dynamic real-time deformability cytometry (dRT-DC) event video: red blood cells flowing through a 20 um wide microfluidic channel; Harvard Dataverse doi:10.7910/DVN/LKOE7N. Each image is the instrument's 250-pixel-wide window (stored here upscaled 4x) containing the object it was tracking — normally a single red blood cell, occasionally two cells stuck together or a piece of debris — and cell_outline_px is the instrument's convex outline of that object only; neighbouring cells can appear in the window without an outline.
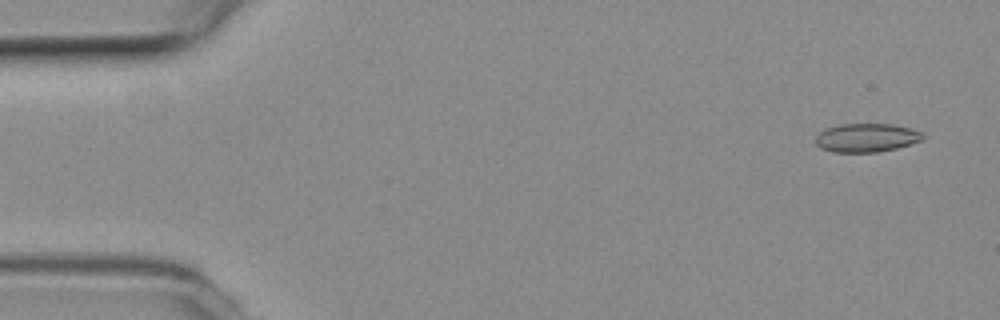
{"species": "common noctule bat (a hibernating species)", "species_latin": "Nyctalus noctula", "temperature_condition": "room temperature", "stored_images_in_passage": 5, "camera_frame_rate_fps": 3000, "um_per_image_px": 0.085, "animal": {"sex": "female", "body_mass_g": 19.3, "forearm_length_mm": 54.1}, "frame": {"image": 1, "passage_image": 1, "time_ms": 0.0, "image_size_px": [1000, 320], "cell_outline_px": [[924, 140], [896, 148], [876, 152], [832, 152], [820, 148], [816, 144], [816, 136], [824, 128], [840, 124], [892, 124], [912, 128], [924, 132]], "centroid_in_image_um": [73.67, 11.7], "position_along_channel_um": 11.3, "area_um2": 18.09}}
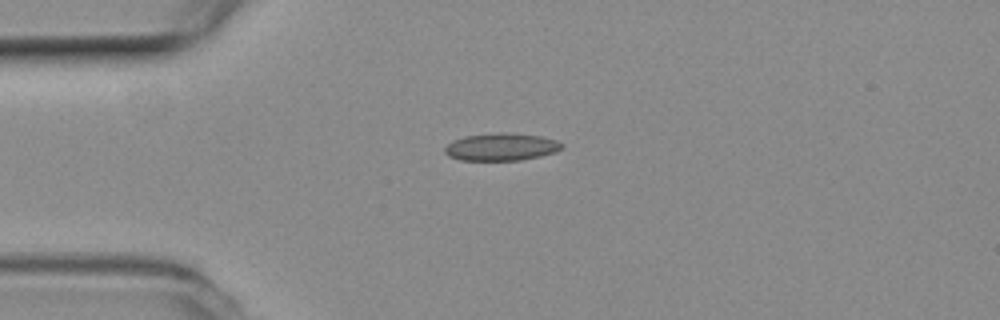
{"frame": {"image": 2, "passage_image": 4, "time_ms": 1.0, "image_size_px": [1000, 320], "cell_outline_px": [[564, 148], [556, 152], [540, 156], [520, 160], [460, 160], [448, 156], [444, 152], [444, 148], [452, 140], [464, 136], [500, 132], [508, 132], [540, 136], [556, 140], [564, 144]], "centroid_in_image_um": [42.61, 12.48], "position_along_channel_um": 42.4, "area_um2": 18.9}}